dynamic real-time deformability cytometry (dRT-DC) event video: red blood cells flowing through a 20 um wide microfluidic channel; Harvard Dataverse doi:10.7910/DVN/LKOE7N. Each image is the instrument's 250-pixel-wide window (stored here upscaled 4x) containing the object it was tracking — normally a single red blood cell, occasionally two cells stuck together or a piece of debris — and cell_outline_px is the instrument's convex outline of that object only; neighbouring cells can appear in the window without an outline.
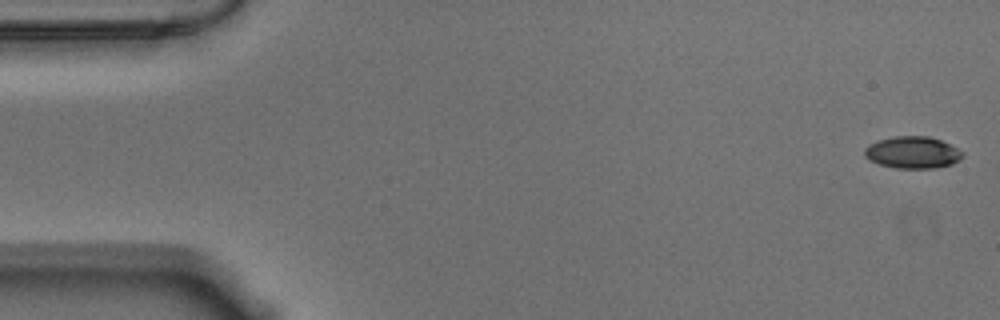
{"species": "Egyptian fruit bat (a non-hibernating species)", "species_latin": "Rousettus aegyptiacus", "temperature_condition": "warm", "stored_images_in_passage": 9, "camera_frame_rate_fps": 3000, "um_per_image_px": 0.085, "animal": {"sex": "male"}, "frame": {"image": 1, "passage_image": 1, "time_ms": 0.0, "image_size_px": [1000, 320], "cell_outline_px": [[964, 156], [960, 160], [952, 164], [936, 168], [896, 168], [880, 164], [868, 160], [864, 156], [864, 148], [868, 144], [880, 140], [896, 136], [928, 136], [940, 140], [964, 152]], "centroid_in_image_um": [77.57, 12.96], "position_along_channel_um": 7.4, "area_um2": 18.26}}